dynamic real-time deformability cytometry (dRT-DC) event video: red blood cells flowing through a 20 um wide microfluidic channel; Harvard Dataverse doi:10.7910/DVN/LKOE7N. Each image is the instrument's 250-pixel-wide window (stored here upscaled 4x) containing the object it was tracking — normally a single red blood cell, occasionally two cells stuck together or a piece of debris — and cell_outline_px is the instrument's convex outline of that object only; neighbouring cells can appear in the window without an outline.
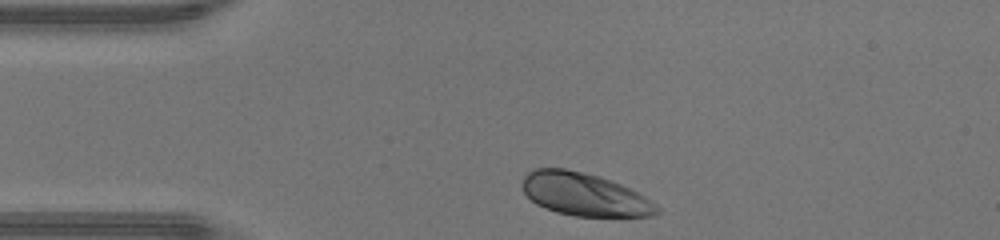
{"species": "human", "species_latin": "Homo sapiens", "temperature_condition": "warm", "stored_images_in_passage": 28, "camera_frame_rate_fps": 3000, "um_per_image_px": 0.085, "donor": {"sex": "male"}, "frame": {"image": 1, "passage_image": 1, "time_ms": 0.0, "image_size_px": [1000, 240], "cell_outline_px": [[660, 212], [652, 216], [576, 216], [556, 212], [544, 208], [536, 204], [524, 192], [520, 184], [524, 176], [528, 172], [536, 168], [564, 168], [600, 176], [620, 184], [644, 196], [656, 204], [660, 208]], "centroid_in_image_um": [49.65, 16.52], "position_along_channel_um": 35.4, "area_um2": 33.58}}
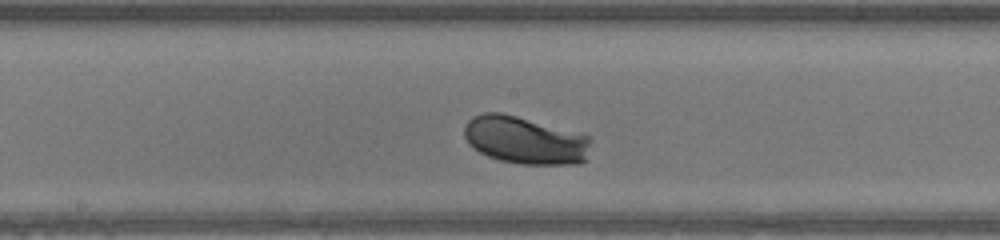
{"frame": {"image": 2, "passage_image": 15, "time_ms": 4.667, "image_size_px": [1000, 240], "cell_outline_px": [[592, 136], [588, 160], [580, 164], [520, 164], [500, 160], [488, 156], [472, 148], [468, 144], [464, 136], [464, 128], [468, 120], [472, 116], [484, 112], [500, 112], [516, 116]], "centroid_in_image_um": [44.65, 11.93], "position_along_channel_um": 203.5, "area_um2": 35.49}}
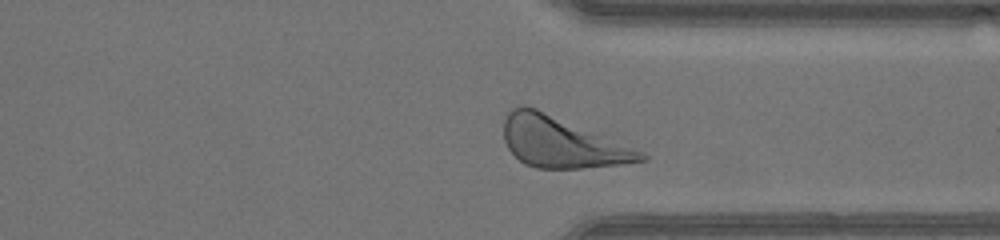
{"frame": {"image": 3, "passage_image": 26, "time_ms": 8.333, "image_size_px": [1000, 240], "cell_outline_px": [[648, 160], [620, 164], [580, 168], [536, 168], [524, 164], [508, 148], [504, 140], [504, 120], [508, 112], [512, 108], [524, 104], [536, 108], [644, 152], [648, 156]], "centroid_in_image_um": [47.71, 12.09], "position_along_channel_um": 363.7, "area_um2": 39.94}, "authors_computed_cell_mechanics": {"area_um2": 34.5066, "velocity_mm_per_s": 4.3892, "shape_relaxation_time_tau1_ms": 1.141, "shape_relaxation_time_tau2_ms": null, "deformation_change_tau1": 0.1256, "deformation_change_tau2": null}}